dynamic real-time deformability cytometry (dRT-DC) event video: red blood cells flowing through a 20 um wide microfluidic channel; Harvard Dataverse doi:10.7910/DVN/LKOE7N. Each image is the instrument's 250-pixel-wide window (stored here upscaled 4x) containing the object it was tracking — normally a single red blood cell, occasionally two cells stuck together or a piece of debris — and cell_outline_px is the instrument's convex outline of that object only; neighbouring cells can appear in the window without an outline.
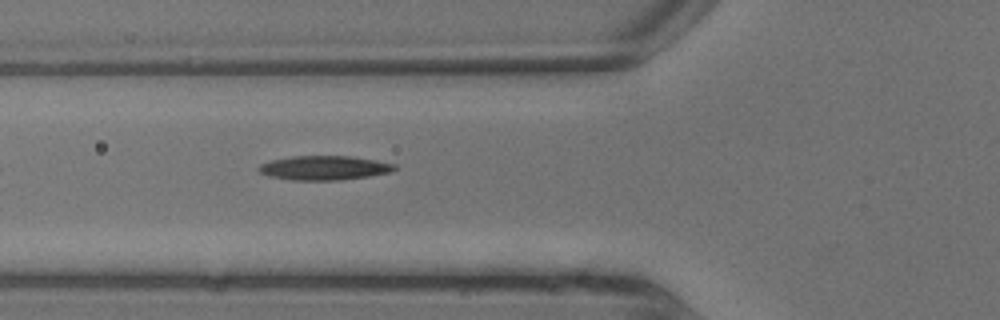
{"species": "common noctule bat (a hibernating species)", "species_latin": "Nyctalus noctula", "temperature_condition": "warm", "stored_images_in_passage": 7, "segment_of_instrument_passage": [2, 2], "camera_frame_rate_fps": 3000, "um_per_image_px": 0.085, "animal": {"sex": "male", "body_mass_g": 13.3}, "frame": {"image": 1, "passage_image": 7, "time_ms": 2.0, "image_size_px": [1000, 320], "cell_outline_px": [[396, 168], [392, 172], [368, 176], [340, 180], [292, 180], [268, 176], [260, 172], [256, 168], [260, 164], [272, 160], [292, 156], [352, 156], [376, 160], [396, 164]], "centroid_in_image_um": [27.56, 14.27], "position_along_channel_um": 98.2, "area_um2": 19.25}}